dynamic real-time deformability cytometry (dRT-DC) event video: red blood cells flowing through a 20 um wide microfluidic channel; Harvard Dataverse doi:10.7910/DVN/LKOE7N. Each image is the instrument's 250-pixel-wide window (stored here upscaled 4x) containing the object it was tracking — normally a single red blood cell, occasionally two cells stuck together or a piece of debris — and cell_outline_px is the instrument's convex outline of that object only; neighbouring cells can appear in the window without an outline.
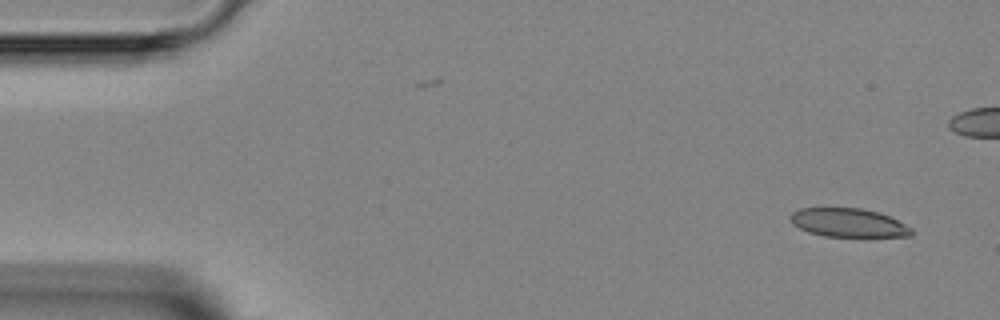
{"species": "Egyptian fruit bat (a non-hibernating species)", "species_latin": "Rousettus aegyptiacus", "temperature_condition": "room temperature", "stored_images_in_passage": 5, "camera_frame_rate_fps": 3000, "um_per_image_px": 0.085, "animal": {"sex": "female"}, "frame": {"image": 1, "passage_image": 1, "time_ms": 0.0, "image_size_px": [1000, 320], "cell_outline_px": [[912, 236], [824, 236], [808, 232], [792, 224], [788, 216], [792, 212], [800, 208], [860, 208], [876, 212], [888, 216], [912, 228]], "centroid_in_image_um": [72.05, 18.93], "position_along_channel_um": 12.9, "area_um2": 20.0}}
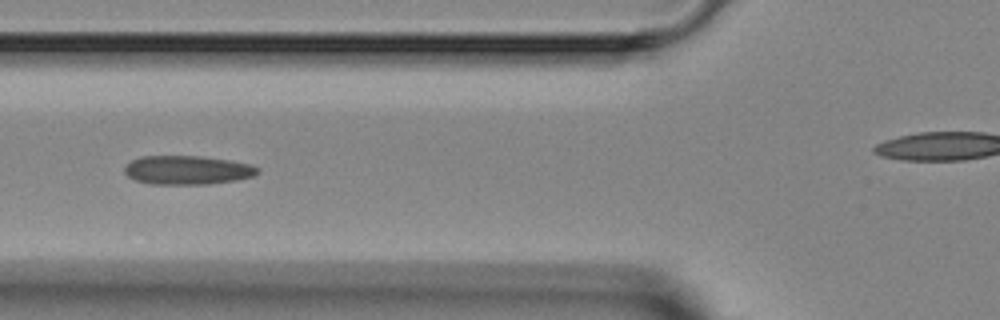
{"frame": {"image": 2, "passage_image": 4, "time_ms": 5.0, "image_size_px": [1000, 320], "cell_outline_px": [[260, 172], [252, 176], [236, 180], [208, 184], [148, 184], [136, 180], [128, 176], [124, 172], [124, 168], [132, 160], [140, 156], [200, 156], [228, 160], [252, 164], [260, 168]], "centroid_in_image_um": [15.94, 14.45], "position_along_channel_um": 109.9, "area_um2": 22.43}}
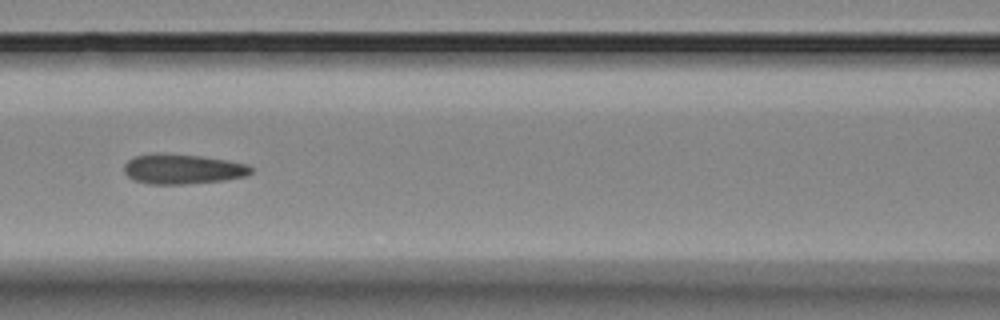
{"frame": {"image": 3, "passage_image": 5, "time_ms": 6.0, "image_size_px": [1000, 320], "cell_outline_px": [[252, 172], [244, 176], [224, 180], [184, 184], [148, 184], [132, 180], [124, 172], [124, 164], [132, 156], [152, 152], [160, 152], [200, 156], [228, 160], [248, 164], [252, 168]], "centroid_in_image_um": [15.46, 14.35], "position_along_channel_um": 151.1, "area_um2": 22.48}}